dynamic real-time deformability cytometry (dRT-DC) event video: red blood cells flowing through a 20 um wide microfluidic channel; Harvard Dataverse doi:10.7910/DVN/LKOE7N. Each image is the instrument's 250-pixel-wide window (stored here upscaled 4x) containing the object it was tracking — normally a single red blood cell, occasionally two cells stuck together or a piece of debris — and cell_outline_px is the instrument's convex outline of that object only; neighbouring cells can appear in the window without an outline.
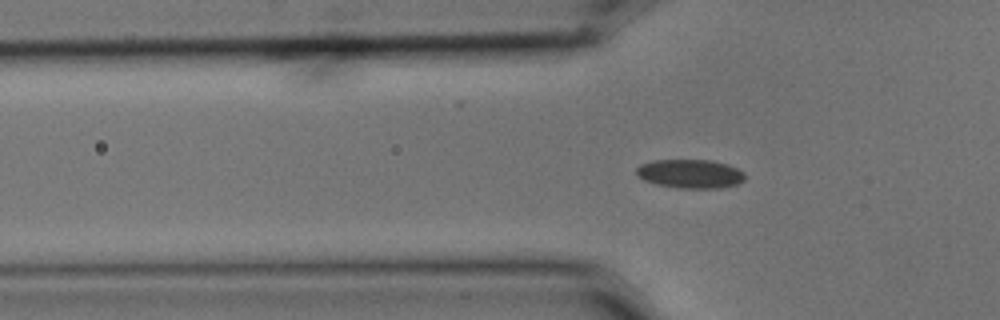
{"species": "common noctule bat (a hibernating species)", "species_latin": "Nyctalus noctula", "temperature_condition": "cold", "stored_images_in_passage": 45, "camera_frame_rate_fps": 3000, "um_per_image_px": 0.085, "animal": {"sex": "male", "body_mass_g": 15.6}, "frame": {"image": 1, "passage_image": 6, "time_ms": 1.667, "image_size_px": [1000, 320], "cell_outline_px": [[744, 180], [736, 184], [720, 188], [680, 188], [656, 184], [644, 180], [636, 176], [636, 168], [640, 164], [652, 160], [712, 160], [728, 164], [744, 172]], "centroid_in_image_um": [58.64, 14.76], "position_along_channel_um": 67.2, "area_um2": 18.32}}
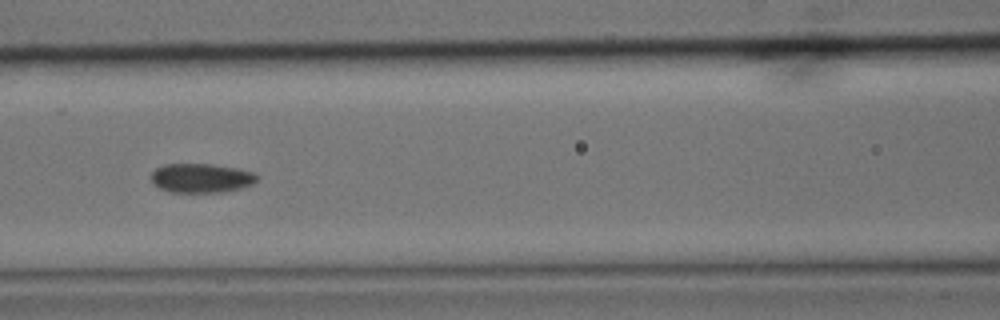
{"frame": {"image": 2, "passage_image": 13, "time_ms": 4.0, "image_size_px": [1000, 320], "cell_outline_px": [[260, 176], [252, 184], [240, 188], [220, 192], [168, 192], [152, 184], [152, 172], [156, 168], [164, 164], [212, 164], [236, 168], [252, 172]], "centroid_in_image_um": [17.08, 15.13], "position_along_channel_um": 149.5, "area_um2": 17.98}}
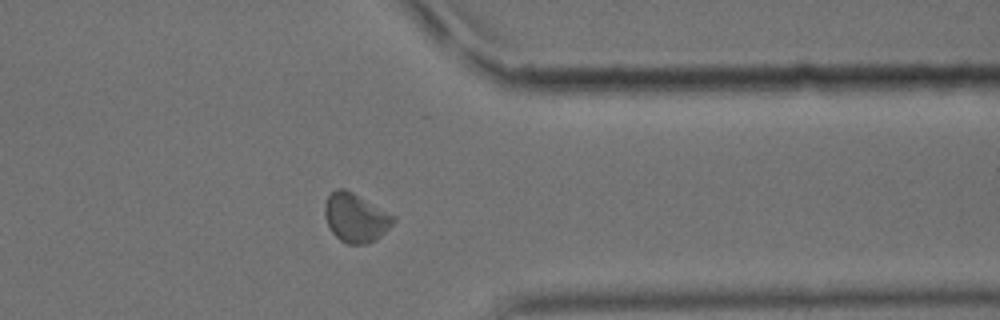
{"frame": {"image": 3, "passage_image": 33, "time_ms": 10.667, "image_size_px": [1000, 320], "cell_outline_px": [[396, 220], [376, 240], [364, 244], [348, 244], [340, 240], [332, 232], [324, 216], [324, 204], [328, 196], [336, 188], [344, 188], [352, 192], [396, 216]], "centroid_in_image_um": [30.22, 18.5], "position_along_channel_um": 381.2, "area_um2": 19.42}, "authors_computed_cell_mechanics": {"area_um2": 18.5538, "velocity_mm_per_s": 3.5575, "shape_relaxation_time_tau1_ms": 3.5126, "shape_relaxation_time_tau2_ms": 1.9645, "deformation_change_tau1": 0.0442, "deformation_change_tau2": 0.0623}}